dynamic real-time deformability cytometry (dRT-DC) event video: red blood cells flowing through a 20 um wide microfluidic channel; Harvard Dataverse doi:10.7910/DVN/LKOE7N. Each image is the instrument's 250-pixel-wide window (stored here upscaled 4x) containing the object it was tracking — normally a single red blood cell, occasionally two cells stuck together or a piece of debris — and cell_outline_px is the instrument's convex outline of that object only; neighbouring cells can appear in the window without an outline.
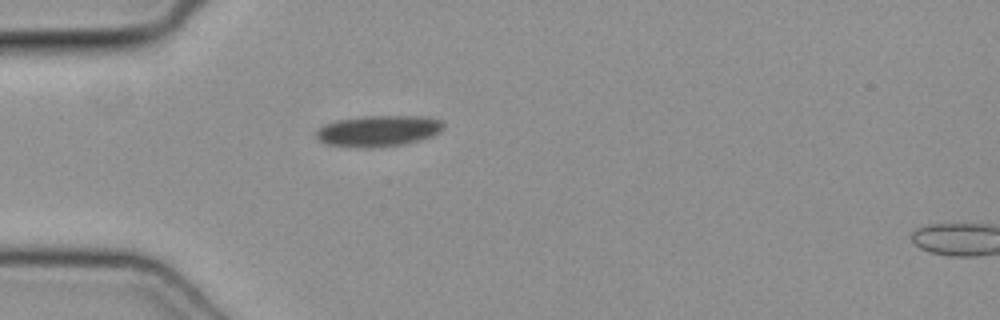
{"species": "common noctule bat (a hibernating species)", "species_latin": "Nyctalus noctula", "temperature_condition": "cold", "stored_images_in_passage": 3, "camera_frame_rate_fps": 3000, "um_per_image_px": 0.085, "animal": {"sex": "female", "body_mass_g": 19.3, "forearm_length_mm": 54.1}, "frame": {"image": 1, "passage_image": 1, "time_ms": 0.0, "image_size_px": [1000, 320], "cell_outline_px": [[444, 128], [420, 140], [404, 144], [372, 148], [364, 148], [324, 144], [316, 140], [316, 132], [324, 124], [336, 120], [364, 116], [428, 116], [440, 120], [444, 124]], "centroid_in_image_um": [32.11, 11.13], "position_along_channel_um": 52.9, "area_um2": 23.12}}